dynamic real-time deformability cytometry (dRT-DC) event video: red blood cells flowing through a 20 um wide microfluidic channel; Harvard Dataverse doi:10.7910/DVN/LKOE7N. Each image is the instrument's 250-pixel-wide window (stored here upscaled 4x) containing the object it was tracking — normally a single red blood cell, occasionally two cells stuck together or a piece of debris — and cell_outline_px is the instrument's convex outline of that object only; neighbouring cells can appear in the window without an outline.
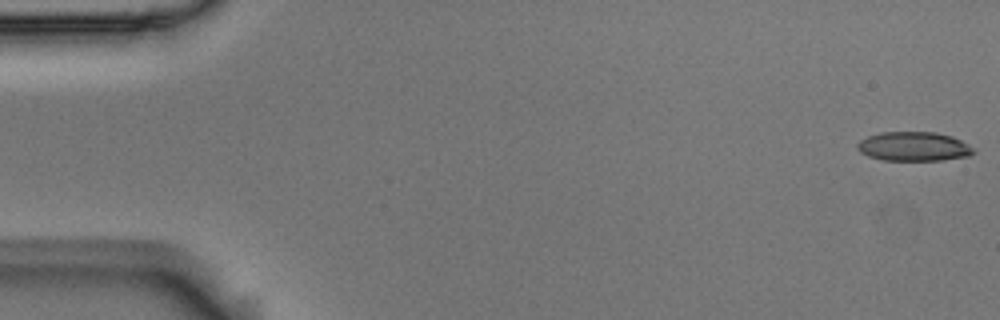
{"species": "Egyptian fruit bat (a non-hibernating species)", "species_latin": "Rousettus aegyptiacus", "temperature_condition": "room temperature", "stored_images_in_passage": 5, "camera_frame_rate_fps": 3000, "um_per_image_px": 0.085, "animal": {"sex": "male"}, "frame": {"image": 1, "passage_image": 1, "time_ms": 0.0, "image_size_px": [1000, 320], "cell_outline_px": [[976, 152], [968, 156], [944, 160], [884, 160], [868, 156], [860, 152], [856, 148], [856, 144], [860, 140], [868, 136], [880, 132], [936, 132], [952, 136], [968, 144]], "centroid_in_image_um": [77.65, 12.45], "position_along_channel_um": 7.3, "area_um2": 19.83}}
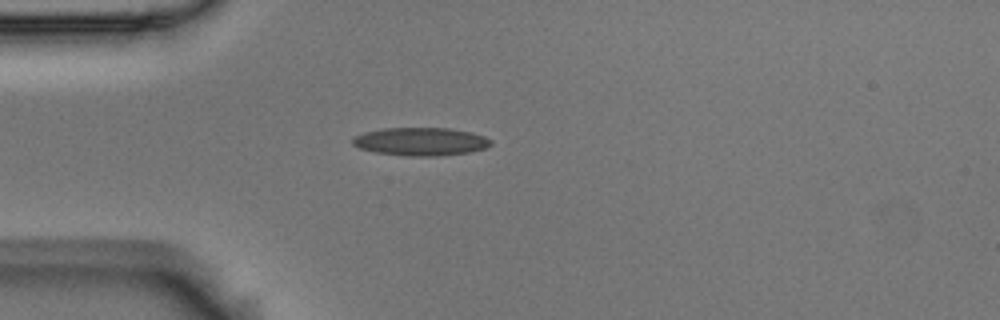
{"frame": {"image": 2, "passage_image": 5, "time_ms": 1.333, "image_size_px": [1000, 320], "cell_outline_px": [[492, 144], [484, 148], [468, 152], [436, 156], [408, 156], [376, 152], [360, 148], [352, 144], [352, 140], [356, 136], [364, 132], [384, 128], [448, 128], [472, 132], [484, 136], [492, 140]], "centroid_in_image_um": [35.77, 12.02], "position_along_channel_um": 49.2, "area_um2": 22.48}}